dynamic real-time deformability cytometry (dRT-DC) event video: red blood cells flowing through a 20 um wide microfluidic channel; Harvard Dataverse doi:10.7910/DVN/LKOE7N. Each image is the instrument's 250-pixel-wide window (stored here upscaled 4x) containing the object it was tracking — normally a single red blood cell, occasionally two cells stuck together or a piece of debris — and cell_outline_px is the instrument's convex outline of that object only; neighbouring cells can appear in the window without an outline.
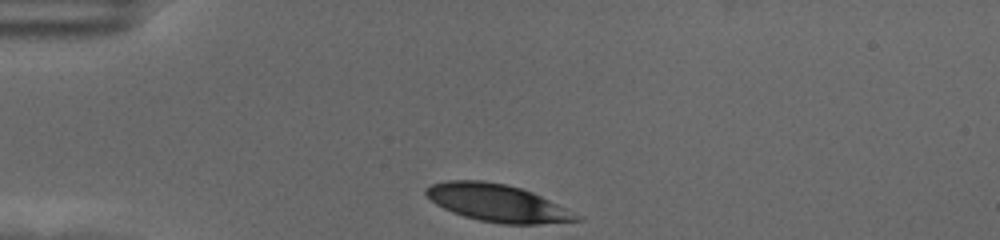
{"species": "human", "species_latin": "Homo sapiens", "temperature_condition": "cold", "stored_images_in_passage": 34, "camera_frame_rate_fps": 3000, "um_per_image_px": 0.085, "donor": {"sex": "female"}, "frame": {"image": 1, "passage_image": 1, "time_ms": 0.0, "image_size_px": [1000, 240], "cell_outline_px": [[584, 220], [540, 224], [504, 224], [480, 220], [464, 216], [452, 212], [436, 204], [424, 192], [424, 188], [432, 184], [448, 180], [480, 180], [504, 184], [520, 188], [532, 192], [584, 216]], "centroid_in_image_um": [42.32, 17.26], "position_along_channel_um": 42.7, "area_um2": 32.71}}
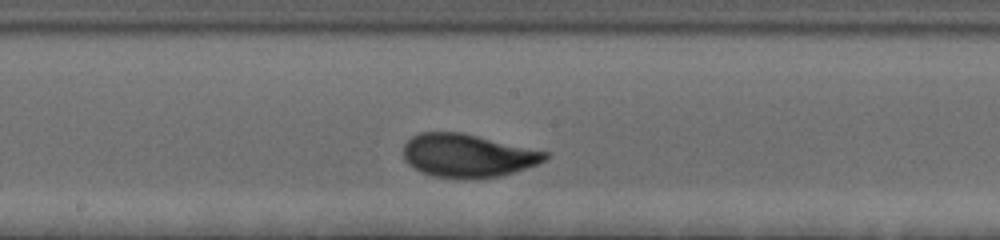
{"frame": {"image": 2, "passage_image": 18, "time_ms": 5.667, "image_size_px": [1000, 240], "cell_outline_px": [[548, 156], [544, 160], [536, 164], [516, 172], [500, 176], [464, 180], [432, 176], [420, 172], [408, 164], [404, 160], [404, 144], [412, 136], [420, 132], [464, 132], [548, 152]], "centroid_in_image_um": [39.72, 13.23], "position_along_channel_um": 208.5, "area_um2": 36.13}}
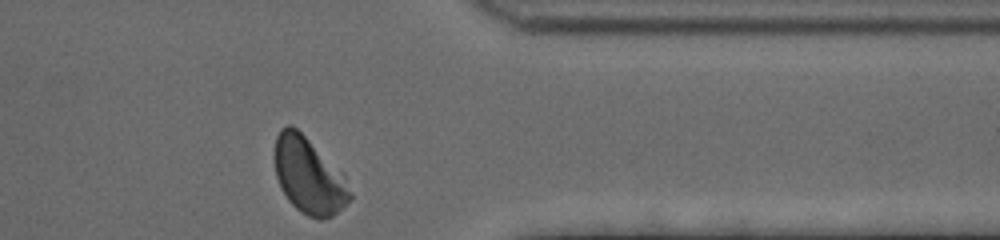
{"frame": {"image": 3, "passage_image": 34, "time_ms": 11.0, "image_size_px": [1000, 240], "cell_outline_px": [[352, 196], [332, 216], [324, 220], [316, 220], [300, 212], [288, 200], [280, 188], [276, 176], [272, 156], [276, 136], [280, 128], [288, 124], [292, 124], [344, 172]], "centroid_in_image_um": [26.21, 14.91], "position_along_channel_um": 385.2, "area_um2": 34.04}, "authors_computed_cell_mechanics": {"area_um2": 34.3043, "velocity_mm_per_s": 3.4857, "shape_relaxation_time_tau1_ms": 2.9684, "shape_relaxation_time_tau2_ms": null, "deformation_change_tau1": 0.1459, "deformation_change_tau2": null}}